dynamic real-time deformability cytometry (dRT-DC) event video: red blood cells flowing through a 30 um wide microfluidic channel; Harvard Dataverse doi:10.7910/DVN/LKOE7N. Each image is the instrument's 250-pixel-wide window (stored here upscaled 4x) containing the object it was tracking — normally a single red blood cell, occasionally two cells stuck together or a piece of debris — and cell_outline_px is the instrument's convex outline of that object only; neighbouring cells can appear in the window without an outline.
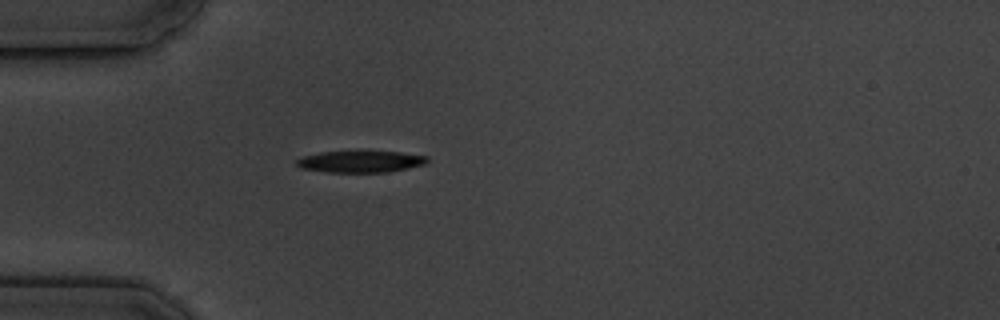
{"species": "common noctule bat (a hibernating species)", "species_latin": "Nyctalus noctula", "temperature_condition": "cold", "stored_images_in_passage": 1, "camera_frame_rate_fps": 3000, "um_per_image_px": 0.085, "animal": {"sex": "male", "body_mass_g": 19.5, "forearm_length_mm": 54.6}, "frame": {"image": 1, "passage_image": 1, "time_ms": 0.0, "image_size_px": [1000, 320], "cell_outline_px": [[428, 160], [424, 164], [408, 168], [388, 172], [328, 172], [300, 168], [296, 164], [296, 160], [304, 156], [320, 152], [356, 148], [360, 148], [400, 152], [428, 156]], "centroid_in_image_um": [30.63, 13.68], "position_along_channel_um": 54.4, "area_um2": 17.46}}